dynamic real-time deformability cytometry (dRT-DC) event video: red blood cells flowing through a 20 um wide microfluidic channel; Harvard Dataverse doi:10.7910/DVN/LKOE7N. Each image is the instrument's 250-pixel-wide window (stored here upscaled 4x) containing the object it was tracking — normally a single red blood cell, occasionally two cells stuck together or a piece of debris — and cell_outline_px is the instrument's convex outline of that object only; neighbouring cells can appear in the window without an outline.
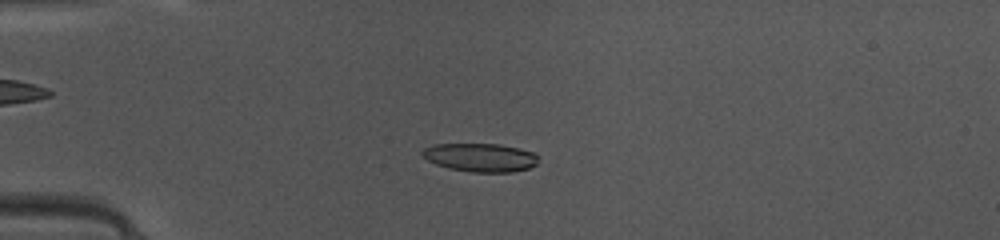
{"species": "common noctule bat (a hibernating species)", "species_latin": "Nyctalus noctula", "temperature_condition": "warm", "stored_images_in_passage": 47, "camera_frame_rate_fps": 3000, "um_per_image_px": 0.085, "animal": {"sex": "female", "body_mass_g": 10.0, "forearm_length_mm": 53.1}, "frame": {"image": 1, "passage_image": 12, "time_ms": 3.667, "image_size_px": [1000, 240], "cell_outline_px": [[540, 156], [536, 164], [528, 168], [512, 172], [472, 172], [448, 168], [436, 164], [428, 160], [420, 152], [424, 148], [436, 144], [500, 144], [520, 148], [536, 152]], "centroid_in_image_um": [40.88, 13.38], "position_along_channel_um": 44.1, "area_um2": 19.36}}
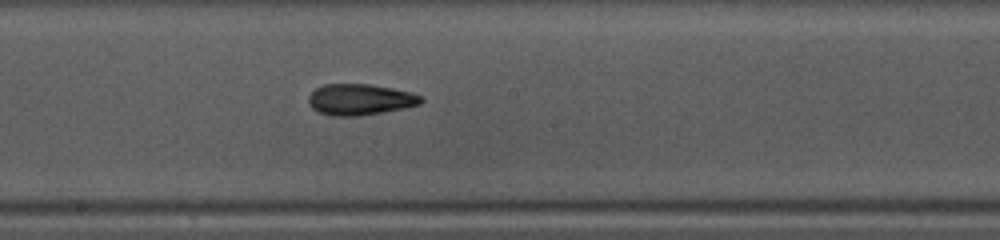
{"frame": {"image": 2, "passage_image": 26, "time_ms": 8.333, "image_size_px": [1000, 240], "cell_outline_px": [[424, 100], [420, 104], [404, 108], [384, 112], [360, 116], [332, 116], [320, 112], [312, 108], [308, 104], [308, 96], [316, 88], [324, 84], [368, 84], [392, 88], [412, 92], [420, 96]], "centroid_in_image_um": [30.6, 8.46], "position_along_channel_um": 217.6, "area_um2": 20.46}}
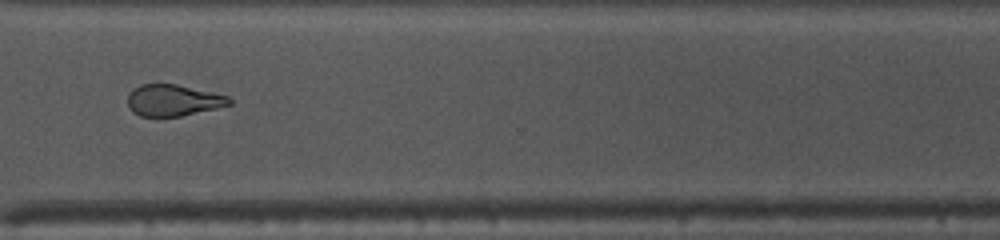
{"frame": {"image": 3, "passage_image": 36, "time_ms": 11.667, "image_size_px": [1000, 240], "cell_outline_px": [[232, 104], [216, 108], [180, 116], [140, 116], [132, 112], [128, 104], [128, 96], [132, 88], [140, 84], [176, 84], [212, 92], [228, 96], [232, 100]], "centroid_in_image_um": [14.7, 8.52], "position_along_channel_um": 355.9, "area_um2": 18.55}, "authors_computed_cell_mechanics": {"area_um2": 19.7676, "velocity_mm_per_s": 4.1584, "shape_relaxation_time_tau1_ms": 11.1966, "shape_relaxation_time_tau2_ms": 3.3784, "deformation_change_tau1": 0.259, "deformation_change_tau2": 0.1255}}